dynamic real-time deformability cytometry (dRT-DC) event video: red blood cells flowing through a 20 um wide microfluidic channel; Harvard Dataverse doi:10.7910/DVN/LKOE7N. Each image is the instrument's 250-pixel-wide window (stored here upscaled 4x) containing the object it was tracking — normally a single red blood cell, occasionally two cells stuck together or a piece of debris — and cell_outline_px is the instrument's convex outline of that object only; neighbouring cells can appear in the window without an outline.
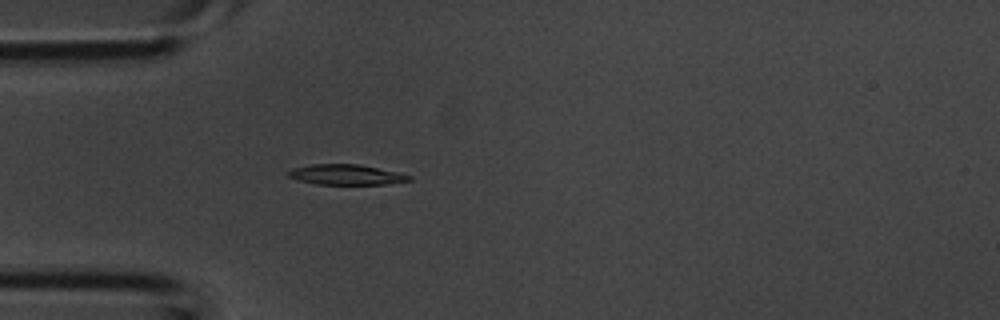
{"species": "common noctule bat (a hibernating species)", "species_latin": "Nyctalus noctula", "temperature_condition": "room temperature", "stored_images_in_passage": 2, "camera_frame_rate_fps": 3000, "um_per_image_px": 0.085, "animal": {"sex": "male", "body_mass_g": 20.1, "forearm_length_mm": 53.5}, "frame": {"image": 1, "passage_image": 2, "time_ms": 0.333, "image_size_px": [1000, 320], "cell_outline_px": [[412, 180], [384, 184], [316, 184], [300, 180], [288, 176], [284, 172], [292, 168], [312, 164], [360, 164], [400, 172], [412, 176]], "centroid_in_image_um": [29.43, 14.83], "position_along_channel_um": 55.6, "area_um2": 14.39}}